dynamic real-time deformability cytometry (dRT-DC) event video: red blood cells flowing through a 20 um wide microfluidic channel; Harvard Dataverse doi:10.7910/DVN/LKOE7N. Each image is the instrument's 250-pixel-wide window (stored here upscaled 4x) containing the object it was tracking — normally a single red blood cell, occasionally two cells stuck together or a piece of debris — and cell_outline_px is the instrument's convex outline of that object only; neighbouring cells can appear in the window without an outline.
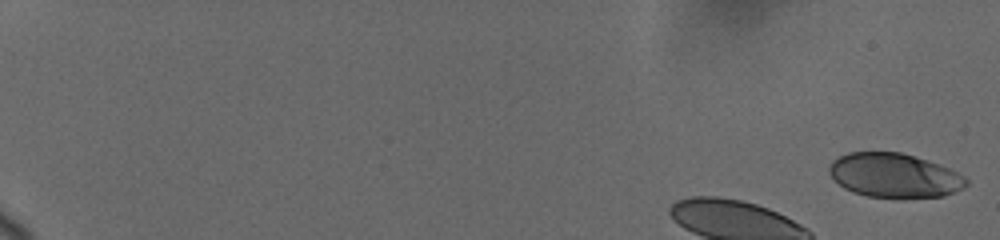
{"species": "human", "species_latin": "Homo sapiens", "temperature_condition": "cold", "stored_images_in_passage": 20, "camera_frame_rate_fps": 3000, "um_per_image_px": 0.085, "donor": {"sex": "female"}, "frame": {"image": 1, "passage_image": 1, "time_ms": 0.0, "image_size_px": [1000, 240], "cell_outline_px": [[968, 184], [964, 188], [944, 196], [904, 200], [896, 200], [868, 196], [852, 192], [844, 188], [828, 172], [828, 168], [832, 160], [848, 152], [900, 152], [948, 168], [964, 176], [968, 180]], "centroid_in_image_um": [76.02, 14.96], "position_along_channel_um": 9.0, "area_um2": 35.78}}
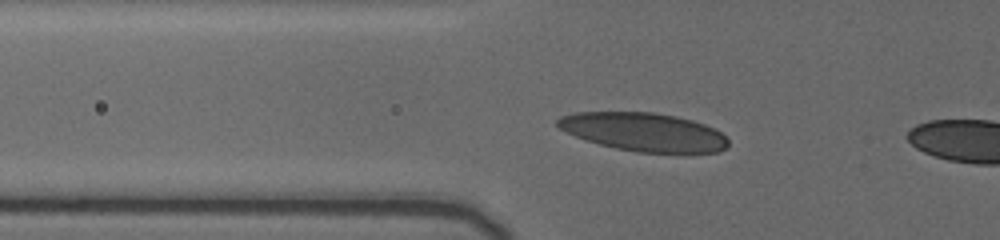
{"frame": {"image": 2, "passage_image": 17, "time_ms": 5.333, "image_size_px": [1000, 240], "cell_outline_px": [[728, 148], [720, 152], [640, 152], [616, 148], [600, 144], [576, 136], [560, 128], [556, 124], [556, 120], [560, 116], [572, 112], [656, 112], [676, 116], [692, 120], [704, 124], [720, 132], [728, 140]], "centroid_in_image_um": [54.72, 11.2], "position_along_channel_um": 71.1, "area_um2": 37.97}}